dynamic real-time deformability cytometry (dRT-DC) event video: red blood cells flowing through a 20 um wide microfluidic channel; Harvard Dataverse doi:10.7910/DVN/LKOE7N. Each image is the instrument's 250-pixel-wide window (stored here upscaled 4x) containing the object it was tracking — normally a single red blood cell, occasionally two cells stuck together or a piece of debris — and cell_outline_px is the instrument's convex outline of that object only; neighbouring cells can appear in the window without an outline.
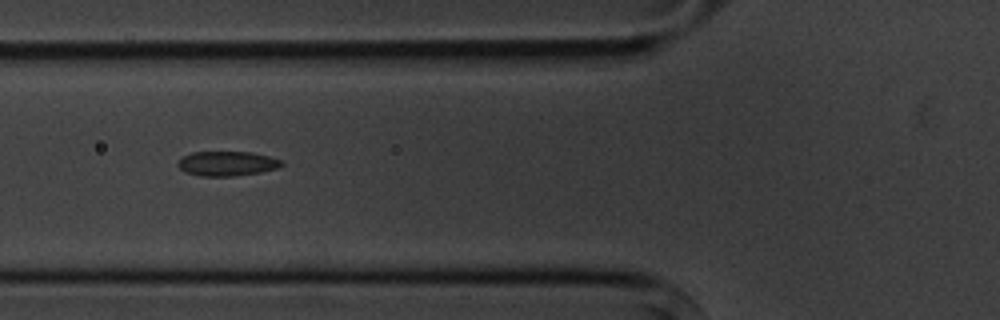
{"species": "common noctule bat (a hibernating species)", "species_latin": "Nyctalus noctula", "temperature_condition": "cold", "stored_images_in_passage": 9, "camera_frame_rate_fps": 3000, "um_per_image_px": 0.085, "animal": {"sex": "male", "body_mass_g": 20.1, "forearm_length_mm": 53.5}, "frame": {"image": 1, "passage_image": 7, "time_ms": 7.0, "image_size_px": [1000, 320], "cell_outline_px": [[284, 164], [276, 168], [260, 172], [232, 176], [200, 176], [184, 172], [176, 164], [180, 156], [192, 152], [252, 152], [268, 156], [280, 160]], "centroid_in_image_um": [19.22, 13.9], "position_along_channel_um": 106.6, "area_um2": 14.91}}
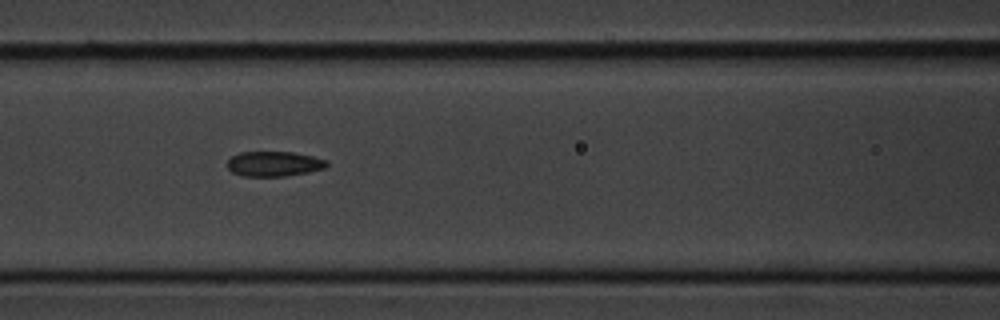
{"frame": {"image": 2, "passage_image": 8, "time_ms": 8.0, "image_size_px": [1000, 320], "cell_outline_px": [[328, 164], [324, 168], [308, 172], [284, 176], [244, 176], [232, 172], [228, 168], [228, 160], [232, 156], [240, 152], [292, 152], [312, 156], [328, 160]], "centroid_in_image_um": [23.29, 13.92], "position_along_channel_um": 143.3, "area_um2": 14.39}}
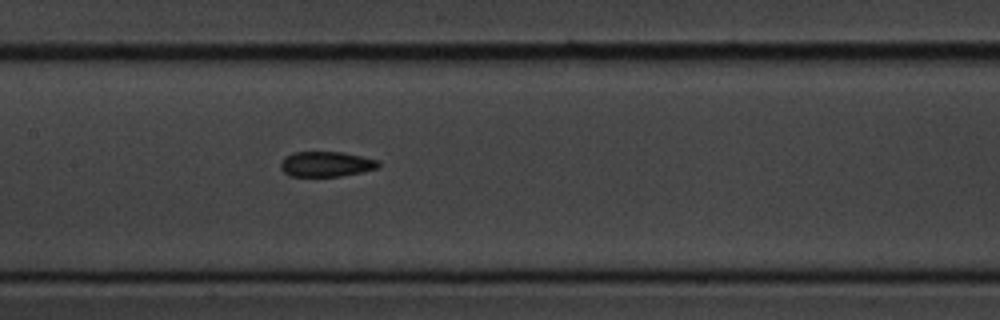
{"frame": {"image": 3, "passage_image": 9, "time_ms": 9.0, "image_size_px": [1000, 320], "cell_outline_px": [[380, 164], [376, 168], [360, 172], [340, 176], [292, 176], [284, 172], [280, 168], [280, 164], [284, 156], [292, 152], [344, 152], [380, 160]], "centroid_in_image_um": [27.71, 13.93], "position_along_channel_um": 179.7, "area_um2": 14.39}}